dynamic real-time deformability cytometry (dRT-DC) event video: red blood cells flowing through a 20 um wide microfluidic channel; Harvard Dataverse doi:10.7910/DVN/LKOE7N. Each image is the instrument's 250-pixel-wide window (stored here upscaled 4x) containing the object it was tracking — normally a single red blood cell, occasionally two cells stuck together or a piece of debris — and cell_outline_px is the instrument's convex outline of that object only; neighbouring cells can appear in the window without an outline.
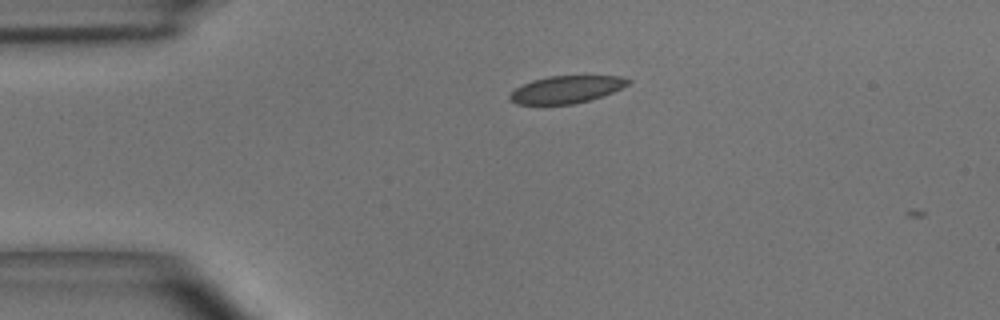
{"species": "common noctule bat (a hibernating species)", "species_latin": "Nyctalus noctula", "temperature_condition": "room temperature", "stored_images_in_passage": 3, "camera_frame_rate_fps": 3000, "um_per_image_px": 0.085, "animal": {"sex": "male", "body_mass_g": 15.6}, "frame": {"image": 1, "passage_image": 1, "time_ms": 0.0, "image_size_px": [1000, 320], "cell_outline_px": [[632, 80], [628, 84], [612, 92], [588, 100], [572, 104], [516, 104], [508, 100], [508, 96], [516, 88], [532, 80], [548, 76], [620, 76]], "centroid_in_image_um": [48.1, 7.6], "position_along_channel_um": 36.9, "area_um2": 18.61}}